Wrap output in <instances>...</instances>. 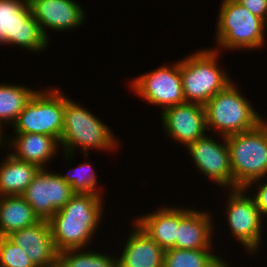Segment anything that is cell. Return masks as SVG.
Here are the masks:
<instances>
[{
	"label": "cell",
	"instance_id": "cell-1",
	"mask_svg": "<svg viewBox=\"0 0 267 267\" xmlns=\"http://www.w3.org/2000/svg\"><path fill=\"white\" fill-rule=\"evenodd\" d=\"M102 196L75 193L69 202L48 221L58 252L86 247L95 234L102 214ZM102 206V207H101Z\"/></svg>",
	"mask_w": 267,
	"mask_h": 267
},
{
	"label": "cell",
	"instance_id": "cell-2",
	"mask_svg": "<svg viewBox=\"0 0 267 267\" xmlns=\"http://www.w3.org/2000/svg\"><path fill=\"white\" fill-rule=\"evenodd\" d=\"M230 151L233 184L245 188L267 175V123L226 136Z\"/></svg>",
	"mask_w": 267,
	"mask_h": 267
},
{
	"label": "cell",
	"instance_id": "cell-3",
	"mask_svg": "<svg viewBox=\"0 0 267 267\" xmlns=\"http://www.w3.org/2000/svg\"><path fill=\"white\" fill-rule=\"evenodd\" d=\"M71 100L65 97L63 131L59 141V145L64 146L65 158L74 155L76 146L83 147L85 156L90 148L106 151L116 148L118 142L108 126Z\"/></svg>",
	"mask_w": 267,
	"mask_h": 267
},
{
	"label": "cell",
	"instance_id": "cell-4",
	"mask_svg": "<svg viewBox=\"0 0 267 267\" xmlns=\"http://www.w3.org/2000/svg\"><path fill=\"white\" fill-rule=\"evenodd\" d=\"M204 108L207 130L214 128L222 136L249 131L263 121L232 82L217 92Z\"/></svg>",
	"mask_w": 267,
	"mask_h": 267
},
{
	"label": "cell",
	"instance_id": "cell-5",
	"mask_svg": "<svg viewBox=\"0 0 267 267\" xmlns=\"http://www.w3.org/2000/svg\"><path fill=\"white\" fill-rule=\"evenodd\" d=\"M217 51L203 49L181 60L185 102L205 105L217 92L233 82L223 69L218 68Z\"/></svg>",
	"mask_w": 267,
	"mask_h": 267
},
{
	"label": "cell",
	"instance_id": "cell-6",
	"mask_svg": "<svg viewBox=\"0 0 267 267\" xmlns=\"http://www.w3.org/2000/svg\"><path fill=\"white\" fill-rule=\"evenodd\" d=\"M217 42L224 49H259L265 43L266 21L236 0H222L217 19ZM259 47V48H258Z\"/></svg>",
	"mask_w": 267,
	"mask_h": 267
},
{
	"label": "cell",
	"instance_id": "cell-7",
	"mask_svg": "<svg viewBox=\"0 0 267 267\" xmlns=\"http://www.w3.org/2000/svg\"><path fill=\"white\" fill-rule=\"evenodd\" d=\"M39 91V92H38ZM25 105L14 125V133H39L60 141L63 131L65 96L60 90H38Z\"/></svg>",
	"mask_w": 267,
	"mask_h": 267
},
{
	"label": "cell",
	"instance_id": "cell-8",
	"mask_svg": "<svg viewBox=\"0 0 267 267\" xmlns=\"http://www.w3.org/2000/svg\"><path fill=\"white\" fill-rule=\"evenodd\" d=\"M49 40L34 19L28 0H0V43L43 51Z\"/></svg>",
	"mask_w": 267,
	"mask_h": 267
},
{
	"label": "cell",
	"instance_id": "cell-9",
	"mask_svg": "<svg viewBox=\"0 0 267 267\" xmlns=\"http://www.w3.org/2000/svg\"><path fill=\"white\" fill-rule=\"evenodd\" d=\"M171 68L161 66L140 75L132 82V89L149 103L165 108L185 103L181 78V61Z\"/></svg>",
	"mask_w": 267,
	"mask_h": 267
},
{
	"label": "cell",
	"instance_id": "cell-10",
	"mask_svg": "<svg viewBox=\"0 0 267 267\" xmlns=\"http://www.w3.org/2000/svg\"><path fill=\"white\" fill-rule=\"evenodd\" d=\"M75 192L57 173L41 168L21 195L40 220H49Z\"/></svg>",
	"mask_w": 267,
	"mask_h": 267
},
{
	"label": "cell",
	"instance_id": "cell-11",
	"mask_svg": "<svg viewBox=\"0 0 267 267\" xmlns=\"http://www.w3.org/2000/svg\"><path fill=\"white\" fill-rule=\"evenodd\" d=\"M245 188L232 189L227 203L228 224L237 240L251 253L261 243V213L253 197L245 195Z\"/></svg>",
	"mask_w": 267,
	"mask_h": 267
},
{
	"label": "cell",
	"instance_id": "cell-12",
	"mask_svg": "<svg viewBox=\"0 0 267 267\" xmlns=\"http://www.w3.org/2000/svg\"><path fill=\"white\" fill-rule=\"evenodd\" d=\"M224 143H218L211 137L204 136L187 146L189 154L194 159L196 167L209 179L230 189H236L233 184V173L231 170L230 151L223 136Z\"/></svg>",
	"mask_w": 267,
	"mask_h": 267
},
{
	"label": "cell",
	"instance_id": "cell-13",
	"mask_svg": "<svg viewBox=\"0 0 267 267\" xmlns=\"http://www.w3.org/2000/svg\"><path fill=\"white\" fill-rule=\"evenodd\" d=\"M162 121L165 133L185 147L206 136L207 122L202 104L185 102L165 108Z\"/></svg>",
	"mask_w": 267,
	"mask_h": 267
},
{
	"label": "cell",
	"instance_id": "cell-14",
	"mask_svg": "<svg viewBox=\"0 0 267 267\" xmlns=\"http://www.w3.org/2000/svg\"><path fill=\"white\" fill-rule=\"evenodd\" d=\"M28 1L32 15L47 39L45 28L53 31L73 29L80 26L86 18L81 6L73 0Z\"/></svg>",
	"mask_w": 267,
	"mask_h": 267
},
{
	"label": "cell",
	"instance_id": "cell-15",
	"mask_svg": "<svg viewBox=\"0 0 267 267\" xmlns=\"http://www.w3.org/2000/svg\"><path fill=\"white\" fill-rule=\"evenodd\" d=\"M17 244L37 267H44L58 258L48 220L22 228L7 236Z\"/></svg>",
	"mask_w": 267,
	"mask_h": 267
},
{
	"label": "cell",
	"instance_id": "cell-16",
	"mask_svg": "<svg viewBox=\"0 0 267 267\" xmlns=\"http://www.w3.org/2000/svg\"><path fill=\"white\" fill-rule=\"evenodd\" d=\"M119 258L118 267H163L164 252L136 223Z\"/></svg>",
	"mask_w": 267,
	"mask_h": 267
},
{
	"label": "cell",
	"instance_id": "cell-17",
	"mask_svg": "<svg viewBox=\"0 0 267 267\" xmlns=\"http://www.w3.org/2000/svg\"><path fill=\"white\" fill-rule=\"evenodd\" d=\"M190 210L188 208H160L153 213L136 219V223L161 248L167 250L175 246L179 221Z\"/></svg>",
	"mask_w": 267,
	"mask_h": 267
},
{
	"label": "cell",
	"instance_id": "cell-18",
	"mask_svg": "<svg viewBox=\"0 0 267 267\" xmlns=\"http://www.w3.org/2000/svg\"><path fill=\"white\" fill-rule=\"evenodd\" d=\"M208 212L191 209L180 221L177 229V241L173 248L210 249L213 223Z\"/></svg>",
	"mask_w": 267,
	"mask_h": 267
},
{
	"label": "cell",
	"instance_id": "cell-19",
	"mask_svg": "<svg viewBox=\"0 0 267 267\" xmlns=\"http://www.w3.org/2000/svg\"><path fill=\"white\" fill-rule=\"evenodd\" d=\"M11 140L15 152L11 155L20 161L30 162L44 168L47 161L56 153L59 140L53 136L39 133H14ZM44 165V166H43Z\"/></svg>",
	"mask_w": 267,
	"mask_h": 267
},
{
	"label": "cell",
	"instance_id": "cell-20",
	"mask_svg": "<svg viewBox=\"0 0 267 267\" xmlns=\"http://www.w3.org/2000/svg\"><path fill=\"white\" fill-rule=\"evenodd\" d=\"M33 208L21 195L0 196V237L39 222Z\"/></svg>",
	"mask_w": 267,
	"mask_h": 267
},
{
	"label": "cell",
	"instance_id": "cell-21",
	"mask_svg": "<svg viewBox=\"0 0 267 267\" xmlns=\"http://www.w3.org/2000/svg\"><path fill=\"white\" fill-rule=\"evenodd\" d=\"M0 166V196L22 195L41 169L38 165L8 154Z\"/></svg>",
	"mask_w": 267,
	"mask_h": 267
},
{
	"label": "cell",
	"instance_id": "cell-22",
	"mask_svg": "<svg viewBox=\"0 0 267 267\" xmlns=\"http://www.w3.org/2000/svg\"><path fill=\"white\" fill-rule=\"evenodd\" d=\"M163 267H229L210 249L169 248L164 252Z\"/></svg>",
	"mask_w": 267,
	"mask_h": 267
},
{
	"label": "cell",
	"instance_id": "cell-23",
	"mask_svg": "<svg viewBox=\"0 0 267 267\" xmlns=\"http://www.w3.org/2000/svg\"><path fill=\"white\" fill-rule=\"evenodd\" d=\"M32 90L20 85L0 84V137L4 138L2 126L4 121L15 123L19 114L25 108L27 102L36 93ZM12 121V122H11Z\"/></svg>",
	"mask_w": 267,
	"mask_h": 267
},
{
	"label": "cell",
	"instance_id": "cell-24",
	"mask_svg": "<svg viewBox=\"0 0 267 267\" xmlns=\"http://www.w3.org/2000/svg\"><path fill=\"white\" fill-rule=\"evenodd\" d=\"M79 249H69L59 252L58 258L65 267H118L117 258L95 252H84Z\"/></svg>",
	"mask_w": 267,
	"mask_h": 267
},
{
	"label": "cell",
	"instance_id": "cell-25",
	"mask_svg": "<svg viewBox=\"0 0 267 267\" xmlns=\"http://www.w3.org/2000/svg\"><path fill=\"white\" fill-rule=\"evenodd\" d=\"M71 170L74 172L73 175ZM71 170L66 175L60 174V177L67 184L71 185L75 193L100 194L96 188L97 176L90 163L80 164V166L73 169L71 168Z\"/></svg>",
	"mask_w": 267,
	"mask_h": 267
},
{
	"label": "cell",
	"instance_id": "cell-26",
	"mask_svg": "<svg viewBox=\"0 0 267 267\" xmlns=\"http://www.w3.org/2000/svg\"><path fill=\"white\" fill-rule=\"evenodd\" d=\"M0 267H37L8 237H0Z\"/></svg>",
	"mask_w": 267,
	"mask_h": 267
},
{
	"label": "cell",
	"instance_id": "cell-27",
	"mask_svg": "<svg viewBox=\"0 0 267 267\" xmlns=\"http://www.w3.org/2000/svg\"><path fill=\"white\" fill-rule=\"evenodd\" d=\"M253 15L267 21V0H236Z\"/></svg>",
	"mask_w": 267,
	"mask_h": 267
},
{
	"label": "cell",
	"instance_id": "cell-28",
	"mask_svg": "<svg viewBox=\"0 0 267 267\" xmlns=\"http://www.w3.org/2000/svg\"><path fill=\"white\" fill-rule=\"evenodd\" d=\"M253 199L261 215H267V183L261 186L259 184V190Z\"/></svg>",
	"mask_w": 267,
	"mask_h": 267
},
{
	"label": "cell",
	"instance_id": "cell-29",
	"mask_svg": "<svg viewBox=\"0 0 267 267\" xmlns=\"http://www.w3.org/2000/svg\"><path fill=\"white\" fill-rule=\"evenodd\" d=\"M44 267H65L63 262L57 258L54 262L48 264L47 266Z\"/></svg>",
	"mask_w": 267,
	"mask_h": 267
},
{
	"label": "cell",
	"instance_id": "cell-30",
	"mask_svg": "<svg viewBox=\"0 0 267 267\" xmlns=\"http://www.w3.org/2000/svg\"><path fill=\"white\" fill-rule=\"evenodd\" d=\"M3 141H5L4 139L2 140V138L0 137V145H2Z\"/></svg>",
	"mask_w": 267,
	"mask_h": 267
}]
</instances>
